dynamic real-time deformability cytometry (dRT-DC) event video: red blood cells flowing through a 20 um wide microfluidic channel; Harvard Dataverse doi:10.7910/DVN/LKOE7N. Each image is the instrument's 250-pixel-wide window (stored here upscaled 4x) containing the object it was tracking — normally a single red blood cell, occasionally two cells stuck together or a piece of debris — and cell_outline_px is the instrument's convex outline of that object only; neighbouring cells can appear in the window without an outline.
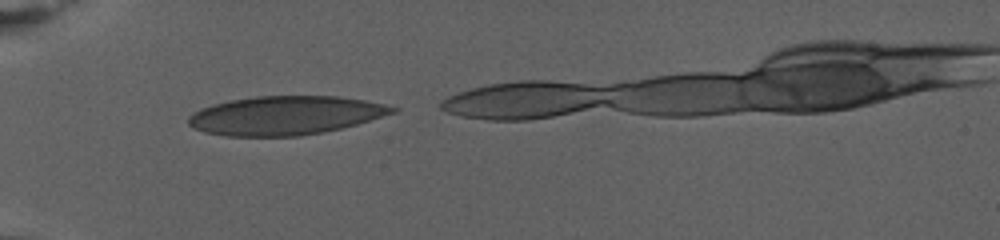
{"species": "human", "species_latin": "Homo sapiens", "temperature_condition": "warm", "stored_images_in_passage": 44, "camera_frame_rate_fps": 3000, "um_per_image_px": 0.085, "donor": {"sex": "female"}, "frame": {"image": 1, "passage_image": 2, "time_ms": 0.333, "image_size_px": [1000, 240], "cell_outline_px": [[400, 108], [396, 112], [356, 124], [340, 128], [300, 136], [224, 136], [204, 132], [192, 128], [188, 124], [188, 116], [192, 112], [200, 108], [232, 100], [256, 96], [340, 96], [364, 100], [384, 104]], "centroid_in_image_um": [24.22, 9.81], "position_along_channel_um": 60.8, "area_um2": 46.01}}
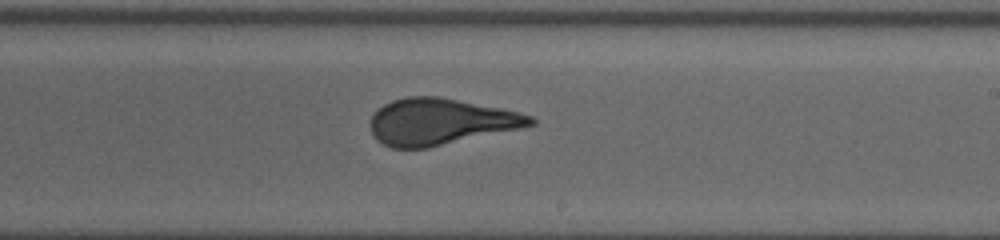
{"frame": {"image": 2, "passage_image": 24, "time_ms": 7.667, "image_size_px": [1000, 240], "cell_outline_px": [[536, 124], [520, 128], [428, 148], [392, 148], [376, 140], [368, 124], [372, 116], [384, 104], [392, 100], [408, 96], [440, 96], [520, 112], [532, 116], [536, 120]], "centroid_in_image_um": [37.42, 10.34], "position_along_channel_um": 251.6, "area_um2": 43.23}}
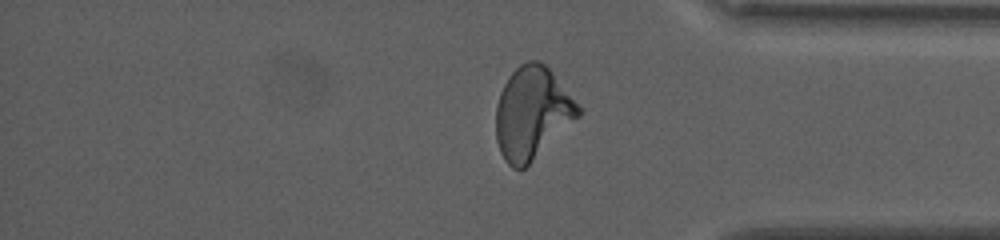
{"frame": {"image": 3, "passage_image": 40, "time_ms": 13.0, "image_size_px": [1000, 240], "cell_outline_px": [[580, 116], [524, 168], [512, 168], [504, 160], [500, 152], [496, 140], [496, 104], [500, 92], [508, 76], [520, 64], [528, 60], [536, 60], [544, 64], [548, 68], [580, 108]], "centroid_in_image_um": [45.18, 9.61], "position_along_channel_um": 390.0, "area_um2": 43.58}}